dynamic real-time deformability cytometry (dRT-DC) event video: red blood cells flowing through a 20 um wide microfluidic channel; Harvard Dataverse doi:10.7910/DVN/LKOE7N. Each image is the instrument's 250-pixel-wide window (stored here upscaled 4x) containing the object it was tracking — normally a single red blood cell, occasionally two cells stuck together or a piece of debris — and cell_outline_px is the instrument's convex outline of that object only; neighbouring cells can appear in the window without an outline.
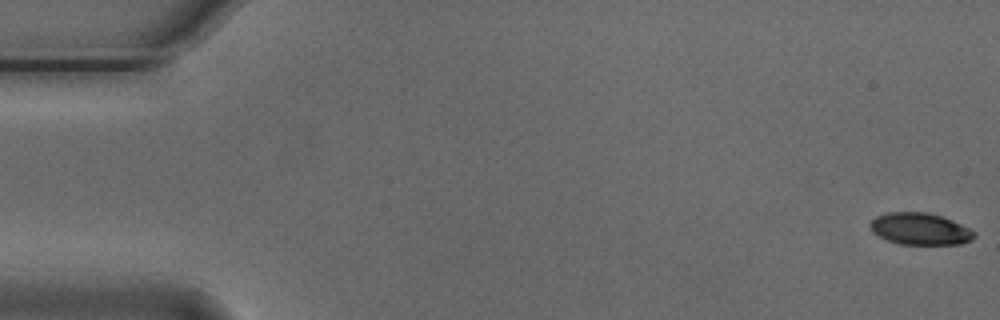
{"species": "Egyptian fruit bat (a non-hibernating species)", "species_latin": "Rousettus aegyptiacus", "temperature_condition": "cold", "stored_images_in_passage": 11, "camera_frame_rate_fps": 3000, "um_per_image_px": 0.085, "animal": {"sex": "male"}, "frame": {"image": 1, "passage_image": 1, "time_ms": 0.0, "image_size_px": [1000, 320], "cell_outline_px": [[976, 236], [972, 240], [960, 244], [900, 244], [888, 240], [872, 232], [868, 224], [876, 216], [888, 212], [928, 212], [952, 220], [976, 232]], "centroid_in_image_um": [78.2, 19.45], "position_along_channel_um": 6.8, "area_um2": 19.31}}